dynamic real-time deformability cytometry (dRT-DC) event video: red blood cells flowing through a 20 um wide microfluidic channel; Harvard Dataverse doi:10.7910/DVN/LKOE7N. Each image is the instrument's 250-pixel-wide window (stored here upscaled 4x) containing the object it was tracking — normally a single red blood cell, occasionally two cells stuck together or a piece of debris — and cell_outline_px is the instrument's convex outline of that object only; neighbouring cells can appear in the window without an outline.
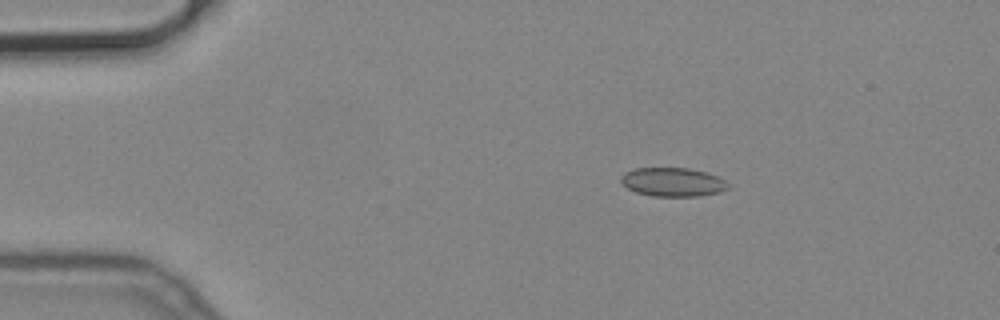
{"species": "common noctule bat (a hibernating species)", "species_latin": "Nyctalus noctula", "temperature_condition": "cold", "stored_images_in_passage": 4, "camera_frame_rate_fps": 3000, "um_per_image_px": 0.085, "animal": {"sex": "male", "body_mass_g": 19.2, "forearm_length_mm": 51.8}, "frame": {"image": 1, "passage_image": 2, "time_ms": 0.333, "image_size_px": [1000, 320], "cell_outline_px": [[732, 184], [728, 188], [720, 192], [696, 196], [652, 196], [636, 192], [628, 188], [620, 180], [620, 176], [624, 172], [636, 168], [688, 168], [704, 172], [716, 176]], "centroid_in_image_um": [57.18, 15.47], "position_along_channel_um": 27.8, "area_um2": 17.92}}